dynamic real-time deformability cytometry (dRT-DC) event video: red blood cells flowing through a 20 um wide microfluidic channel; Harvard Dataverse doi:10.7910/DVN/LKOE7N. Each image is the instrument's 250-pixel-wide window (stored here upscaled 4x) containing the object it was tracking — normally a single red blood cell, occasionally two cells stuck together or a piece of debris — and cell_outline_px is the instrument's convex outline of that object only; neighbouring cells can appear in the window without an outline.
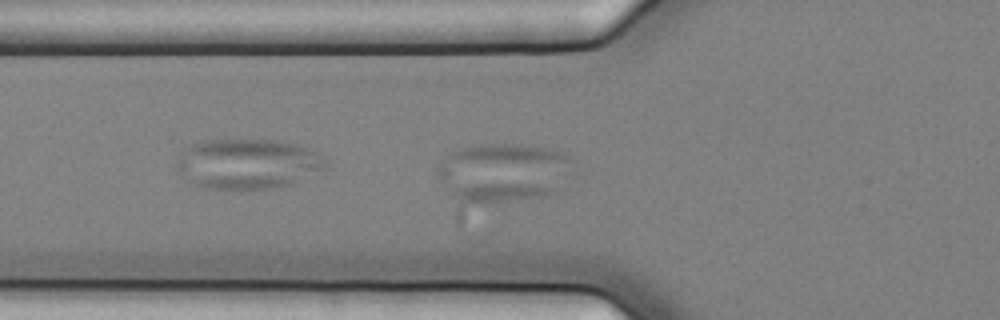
{"species": "common noctule bat (a hibernating species)", "species_latin": "Nyctalus noctula", "temperature_condition": "cold", "stored_images_in_passage": 48, "camera_frame_rate_fps": 3000, "um_per_image_px": 0.085, "animal": {"sex": "female", "body_mass_g": 25.1}, "frame": {"image": 1, "passage_image": 14, "time_ms": 4.333, "image_size_px": [1000, 320], "cell_outline_px": [[560, 192], [456, 224], [456, 184], [516, 184], [560, 188]], "centroid_in_image_um": [42.05, 16.85], "position_along_channel_um": 83.8, "area_um2": 17.4}}